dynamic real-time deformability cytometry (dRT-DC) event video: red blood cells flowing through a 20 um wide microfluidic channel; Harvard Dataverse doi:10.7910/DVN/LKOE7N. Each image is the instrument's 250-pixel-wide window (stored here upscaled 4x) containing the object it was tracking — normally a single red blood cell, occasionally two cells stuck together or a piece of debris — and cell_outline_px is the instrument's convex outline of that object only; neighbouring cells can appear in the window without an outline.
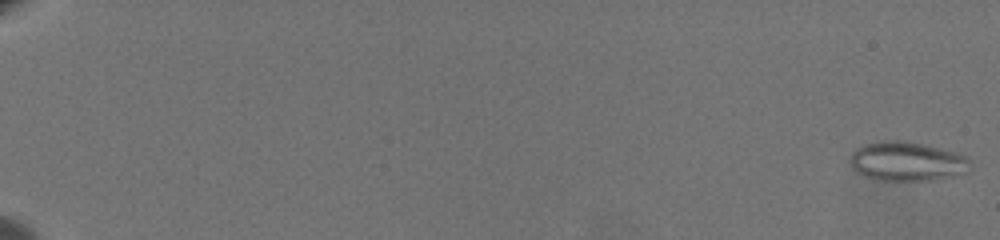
{"species": "common noctule bat (a hibernating species)", "species_latin": "Nyctalus noctula", "temperature_condition": "warm", "stored_images_in_passage": 67, "camera_frame_rate_fps": 3000, "um_per_image_px": 0.085, "animal": {"sex": "female", "body_mass_g": 19.5, "forearm_length_mm": 54.1}, "frame": {"image": 1, "passage_image": 2, "time_ms": 0.333, "image_size_px": [1000, 240], "cell_outline_px": [[968, 160], [964, 172], [952, 176], [932, 180], [880, 180], [864, 176], [856, 172], [848, 164], [848, 160], [852, 152], [868, 144], [896, 140], [900, 140], [920, 144], [936, 148], [964, 156]], "centroid_in_image_um": [76.98, 13.74], "position_along_channel_um": 8.0, "area_um2": 26.47}}
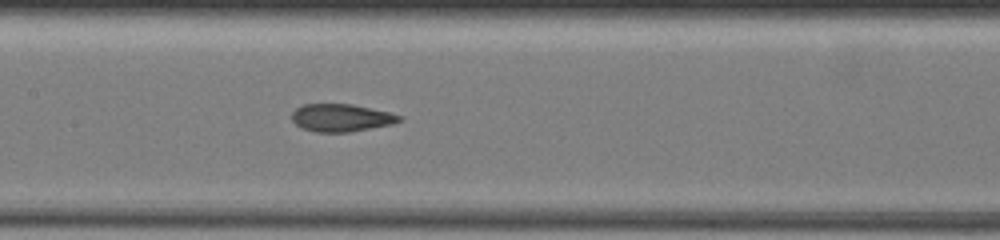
{"frame": {"image": 2, "passage_image": 38, "time_ms": 12.333, "image_size_px": [1000, 240], "cell_outline_px": [[404, 120], [392, 124], [348, 132], [316, 132], [300, 128], [292, 120], [292, 112], [296, 108], [304, 104], [352, 104], [388, 112], [404, 116]], "centroid_in_image_um": [29.01, 10.01], "position_along_channel_um": 178.4, "area_um2": 17.34}}
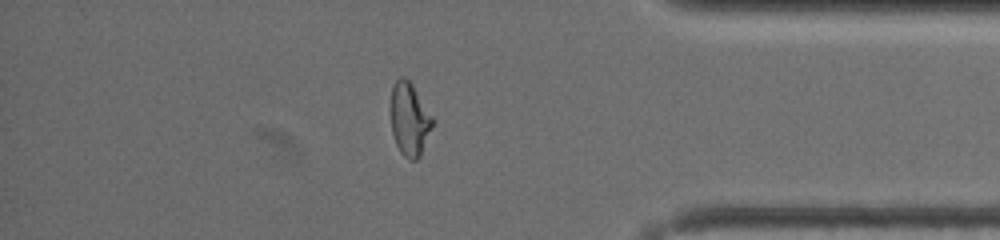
{"frame": {"image": 3, "passage_image": 59, "time_ms": 19.333, "image_size_px": [1000, 240], "cell_outline_px": [[436, 120], [420, 156], [416, 160], [408, 160], [400, 152], [396, 144], [392, 132], [392, 88], [396, 80], [400, 76], [404, 76], [412, 84]], "centroid_in_image_um": [34.85, 10.15], "position_along_channel_um": 400.3, "area_um2": 17.86}}